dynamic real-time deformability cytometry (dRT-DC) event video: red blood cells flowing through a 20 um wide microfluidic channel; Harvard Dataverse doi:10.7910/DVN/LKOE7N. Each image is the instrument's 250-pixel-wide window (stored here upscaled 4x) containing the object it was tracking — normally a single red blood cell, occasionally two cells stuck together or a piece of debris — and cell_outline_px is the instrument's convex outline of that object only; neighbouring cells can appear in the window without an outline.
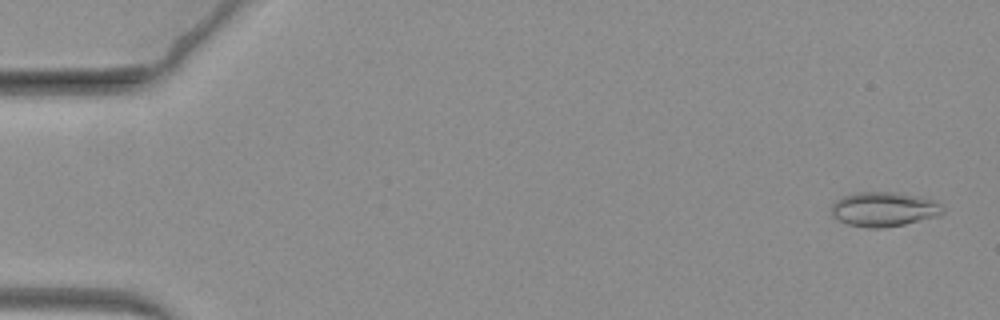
{"species": "common noctule bat (a hibernating species)", "species_latin": "Nyctalus noctula", "temperature_condition": "warm", "stored_images_in_passage": 67, "camera_frame_rate_fps": 3000, "um_per_image_px": 0.085, "animal": {"sex": "female", "body_mass_g": 19.3, "forearm_length_mm": 54.1}, "frame": {"image": 1, "passage_image": 3, "time_ms": 0.667, "image_size_px": [1000, 320], "cell_outline_px": [[944, 212], [940, 216], [904, 224], [880, 228], [868, 228], [848, 224], [832, 216], [832, 204], [836, 200], [852, 192], [900, 192], [920, 196], [940, 204], [944, 208]], "centroid_in_image_um": [75.14, 17.77], "position_along_channel_um": 9.9, "area_um2": 22.48}}
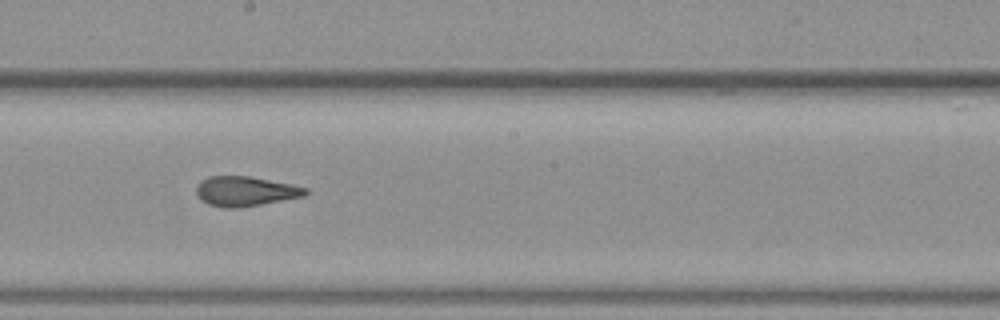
{"frame": {"image": 2, "passage_image": 38, "time_ms": 12.333, "image_size_px": [1000, 320], "cell_outline_px": [[308, 192], [304, 196], [240, 208], [224, 208], [208, 204], [200, 200], [196, 192], [196, 188], [200, 180], [208, 176], [248, 176], [292, 184], [308, 188]], "centroid_in_image_um": [20.83, 16.26], "position_along_channel_um": 227.4, "area_um2": 19.02}}
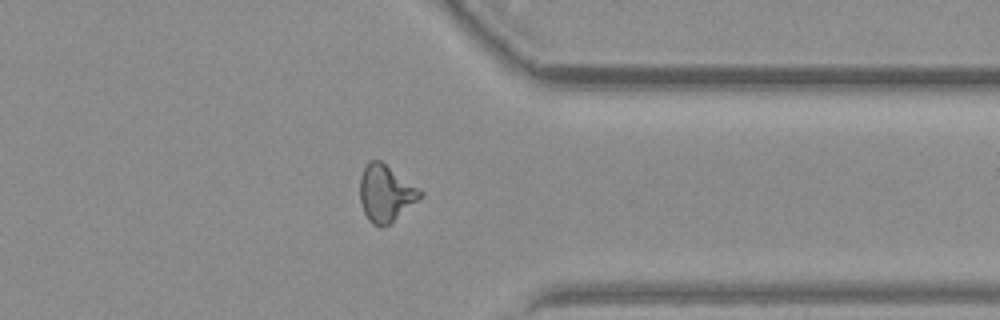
{"frame": {"image": 3, "passage_image": 53, "time_ms": 17.333, "image_size_px": [1000, 320], "cell_outline_px": [[424, 196], [388, 224], [380, 228], [372, 224], [368, 220], [360, 204], [360, 176], [368, 160], [380, 160], [424, 192]], "centroid_in_image_um": [32.77, 16.43], "position_along_channel_um": 378.6, "area_um2": 19.88}}